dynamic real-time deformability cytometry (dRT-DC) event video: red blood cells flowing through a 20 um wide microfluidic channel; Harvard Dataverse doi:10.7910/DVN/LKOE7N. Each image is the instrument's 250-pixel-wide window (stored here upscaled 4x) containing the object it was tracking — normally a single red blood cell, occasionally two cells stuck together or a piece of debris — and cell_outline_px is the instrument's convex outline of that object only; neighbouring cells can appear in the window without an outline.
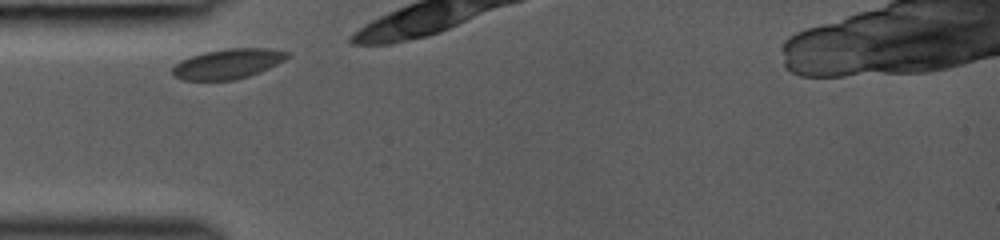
{"species": "common noctule bat (a hibernating species)", "species_latin": "Nyctalus noctula", "temperature_condition": "room temperature", "stored_images_in_passage": 4, "camera_frame_rate_fps": 3000, "um_per_image_px": 0.085, "animal": {"sex": "female", "body_mass_g": 19.0, "forearm_length_mm": 53.3}, "frame": {"image": 1, "passage_image": 1, "time_ms": 0.0, "image_size_px": [1000, 240], "cell_outline_px": [[288, 56], [284, 60], [268, 68], [248, 76], [232, 80], [184, 80], [176, 76], [172, 72], [172, 68], [180, 60], [204, 52], [228, 48], [268, 48], [288, 52]], "centroid_in_image_um": [19.35, 5.42], "position_along_channel_um": 65.6, "area_um2": 19.71}}